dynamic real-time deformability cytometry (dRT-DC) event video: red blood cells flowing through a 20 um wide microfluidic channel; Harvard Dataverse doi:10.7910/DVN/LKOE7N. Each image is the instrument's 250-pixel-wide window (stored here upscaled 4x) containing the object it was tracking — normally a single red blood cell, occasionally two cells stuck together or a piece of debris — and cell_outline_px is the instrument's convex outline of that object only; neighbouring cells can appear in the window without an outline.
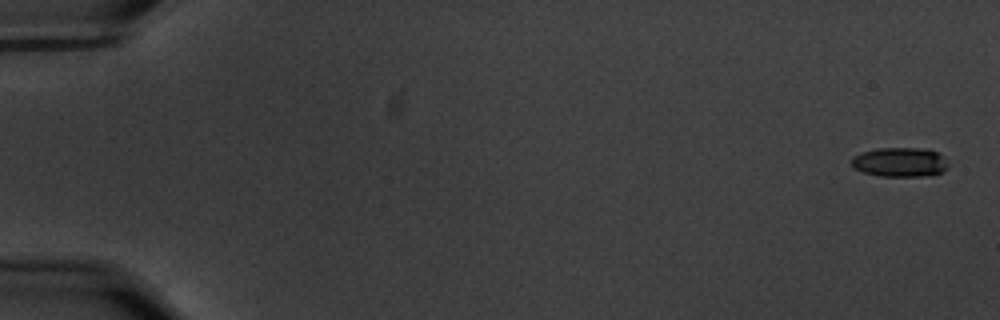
{"species": "common noctule bat (a hibernating species)", "species_latin": "Nyctalus noctula", "temperature_condition": "warm", "stored_images_in_passage": 59, "camera_frame_rate_fps": 3000, "um_per_image_px": 0.085, "animal": {"sex": "male", "body_mass_g": 20.1, "forearm_length_mm": 53.5}, "frame": {"image": 1, "passage_image": 2, "time_ms": 0.333, "image_size_px": [1000, 320], "cell_outline_px": [[948, 168], [944, 172], [932, 176], [880, 176], [864, 172], [856, 168], [852, 164], [852, 156], [860, 152], [876, 148], [928, 148], [944, 156], [948, 164]], "centroid_in_image_um": [76.55, 13.78], "position_along_channel_um": 8.5, "area_um2": 16.82}}
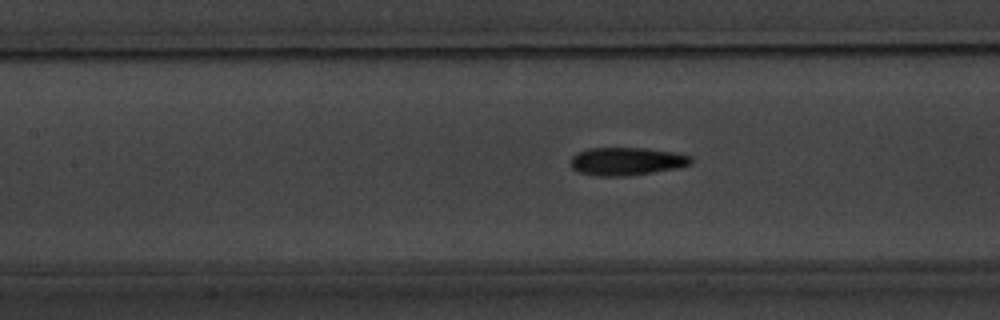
{"frame": {"image": 2, "passage_image": 28, "time_ms": 9.0, "image_size_px": [1000, 320], "cell_outline_px": [[692, 164], [676, 168], [628, 176], [596, 176], [580, 172], [572, 168], [572, 156], [588, 148], [648, 148], [672, 152], [692, 156]], "centroid_in_image_um": [53.29, 13.71], "position_along_channel_um": 154.1, "area_um2": 19.48}}
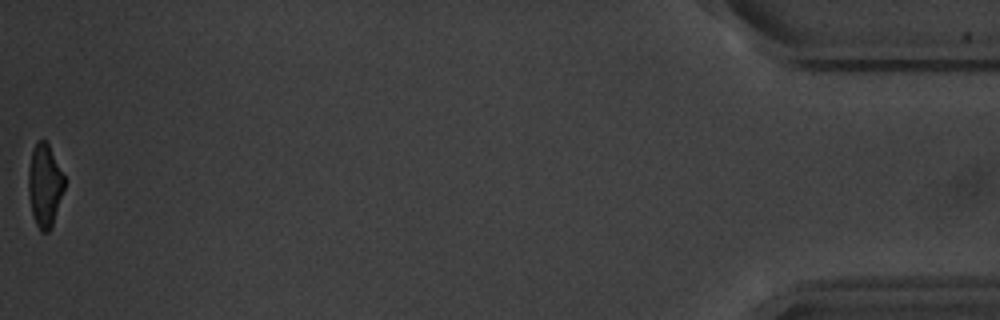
{"frame": {"image": 3, "passage_image": 59, "time_ms": 19.333, "image_size_px": [1000, 320], "cell_outline_px": [[64, 188], [52, 228], [48, 232], [40, 232], [36, 224], [32, 212], [28, 192], [28, 172], [32, 152], [36, 140], [44, 140], [48, 144], [64, 176]], "centroid_in_image_um": [3.79, 15.79], "position_along_channel_um": 431.4, "area_um2": 17.22}, "authors_computed_cell_mechanics": {"area_um2": 18.785, "velocity_mm_per_s": 3.5551, "shape_relaxation_time_tau1_ms": 3.8647, "shape_relaxation_time_tau2_ms": 2.4334, "deformation_change_tau1": 0.1658, "deformation_change_tau2": 0.1109}}